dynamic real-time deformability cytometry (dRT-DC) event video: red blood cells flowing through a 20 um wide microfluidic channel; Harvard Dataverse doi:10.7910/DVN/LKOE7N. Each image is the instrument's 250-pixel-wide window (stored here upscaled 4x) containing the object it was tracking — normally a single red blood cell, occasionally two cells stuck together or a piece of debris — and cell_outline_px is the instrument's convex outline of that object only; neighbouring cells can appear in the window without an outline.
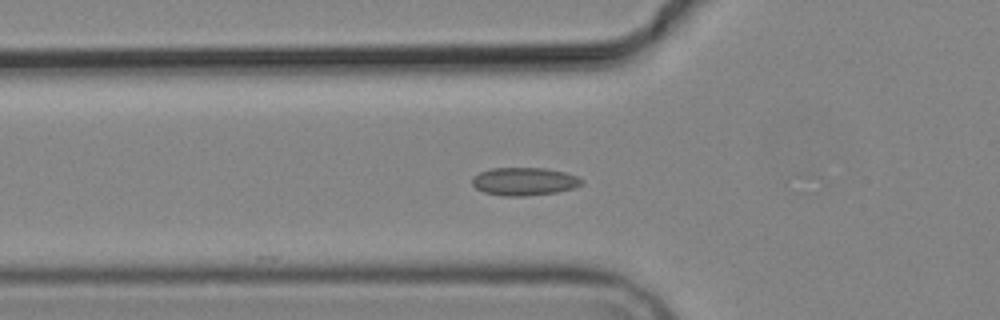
{"species": "common noctule bat (a hibernating species)", "species_latin": "Nyctalus noctula", "temperature_condition": "cold", "stored_images_in_passage": 5, "camera_frame_rate_fps": 3000, "um_per_image_px": 0.085, "animal": {"sex": "male", "body_mass_g": 19.2, "forearm_length_mm": 51.8}, "frame": {"image": 1, "passage_image": 5, "time_ms": 6.0, "image_size_px": [1000, 320], "cell_outline_px": [[584, 184], [572, 188], [556, 192], [524, 196], [504, 196], [484, 192], [476, 188], [472, 184], [472, 176], [480, 172], [492, 168], [544, 168], [564, 172], [576, 176], [584, 180]], "centroid_in_image_um": [44.55, 15.42], "position_along_channel_um": 81.3, "area_um2": 17.8}}